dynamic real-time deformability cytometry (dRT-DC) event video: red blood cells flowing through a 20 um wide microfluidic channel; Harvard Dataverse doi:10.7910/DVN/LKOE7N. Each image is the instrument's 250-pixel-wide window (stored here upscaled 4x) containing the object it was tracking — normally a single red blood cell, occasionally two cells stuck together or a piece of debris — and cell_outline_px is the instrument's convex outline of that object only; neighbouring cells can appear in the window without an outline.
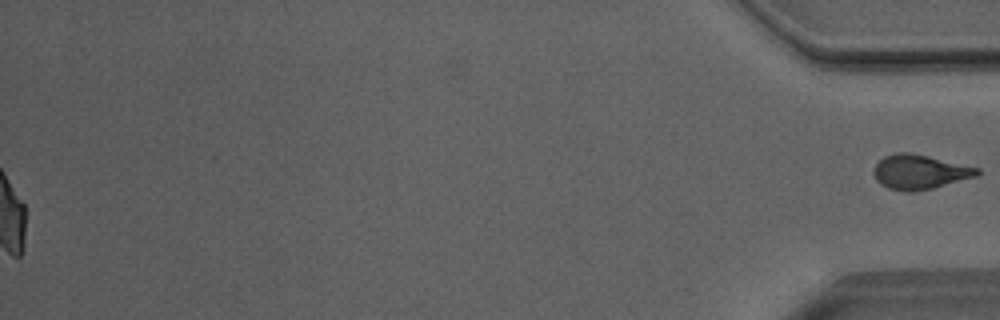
{"species": "Egyptian fruit bat (a non-hibernating species)", "species_latin": "Rousettus aegyptiacus", "temperature_condition": "room temperature", "stored_images_in_passage": 43, "segment_of_instrument_passage": [2, 2], "camera_frame_rate_fps": 3000, "um_per_image_px": 0.085, "animal": {"sex": "male"}, "frame": {"image": 1, "passage_image": 43, "time_ms": 14.0, "image_size_px": [1000, 320], "cell_outline_px": [[980, 172], [976, 176], [932, 188], [912, 192], [888, 188], [880, 184], [876, 180], [872, 172], [876, 164], [884, 156], [896, 152], [908, 152], [928, 156], [980, 168]], "centroid_in_image_um": [78.14, 14.61], "position_along_channel_um": 357.1, "area_um2": 20.63}}